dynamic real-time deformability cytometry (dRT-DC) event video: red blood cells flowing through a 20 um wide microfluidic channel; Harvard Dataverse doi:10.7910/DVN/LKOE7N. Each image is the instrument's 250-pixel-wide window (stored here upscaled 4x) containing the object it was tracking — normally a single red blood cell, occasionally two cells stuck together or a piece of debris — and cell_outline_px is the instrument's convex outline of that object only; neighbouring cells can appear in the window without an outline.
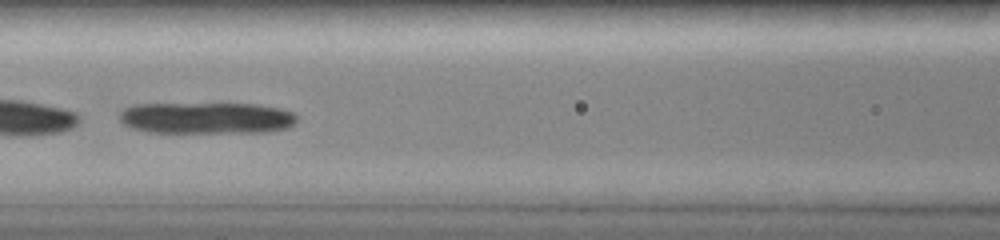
{"species": "common noctule bat (a hibernating species)", "species_latin": "Nyctalus noctula", "temperature_condition": "room temperature", "stored_images_in_passage": 38, "camera_frame_rate_fps": 3000, "um_per_image_px": 0.085, "animal": {"sex": "female", "body_mass_g": 19.0, "forearm_length_mm": 51.5}, "frame": {"image": 1, "passage_image": 21, "time_ms": 6.667, "image_size_px": [1000, 240], "cell_outline_px": [[296, 120], [288, 128], [268, 132], [148, 132], [132, 128], [124, 124], [116, 116], [124, 108], [132, 104], [256, 104], [280, 108], [292, 112], [296, 116]], "centroid_in_image_um": [17.51, 10.03], "position_along_channel_um": 149.1, "area_um2": 32.66}}